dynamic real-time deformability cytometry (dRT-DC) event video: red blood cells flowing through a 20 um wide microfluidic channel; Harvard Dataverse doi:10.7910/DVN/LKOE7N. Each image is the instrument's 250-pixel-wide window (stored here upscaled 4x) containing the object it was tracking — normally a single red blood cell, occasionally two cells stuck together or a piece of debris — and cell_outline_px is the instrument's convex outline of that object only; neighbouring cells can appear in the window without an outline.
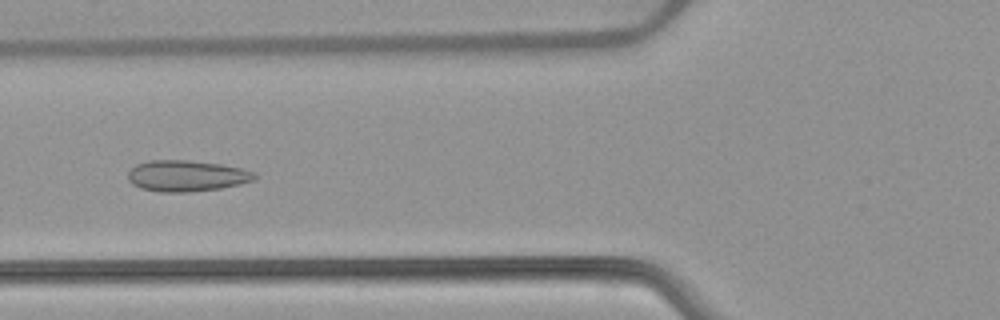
{"species": "common noctule bat (a hibernating species)", "species_latin": "Nyctalus noctula", "temperature_condition": "warm", "stored_images_in_passage": 52, "camera_frame_rate_fps": 3000, "um_per_image_px": 0.085, "animal": {"sex": "female", "body_mass_g": 22.7, "forearm_length_mm": 54.2}, "frame": {"image": 1, "passage_image": 20, "time_ms": 6.333, "image_size_px": [1000, 320], "cell_outline_px": [[256, 176], [252, 180], [240, 184], [220, 188], [188, 192], [160, 192], [140, 188], [132, 184], [128, 180], [128, 172], [136, 164], [152, 160], [188, 160], [220, 164], [244, 168], [256, 172]], "centroid_in_image_um": [15.86, 14.94], "position_along_channel_um": 109.9, "area_um2": 23.0}}
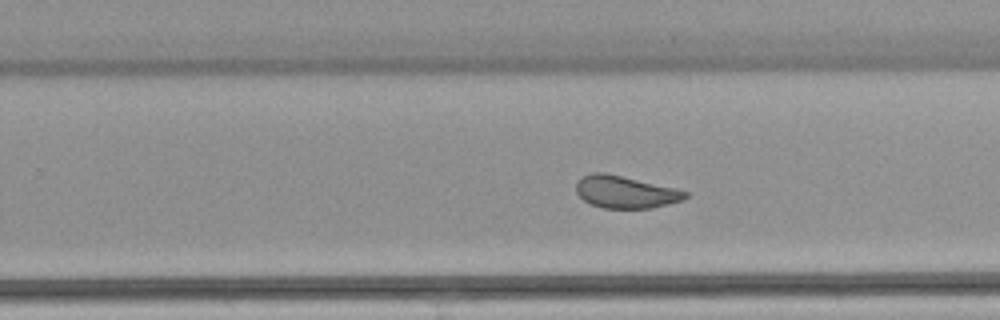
{"frame": {"image": 2, "passage_image": 33, "time_ms": 10.667, "image_size_px": [1000, 320], "cell_outline_px": [[688, 196], [684, 200], [652, 208], [604, 208], [592, 204], [584, 200], [576, 192], [576, 184], [584, 176], [592, 172], [604, 172], [676, 188], [688, 192]], "centroid_in_image_um": [53.19, 16.32], "position_along_channel_um": 276.6, "area_um2": 20.4}}
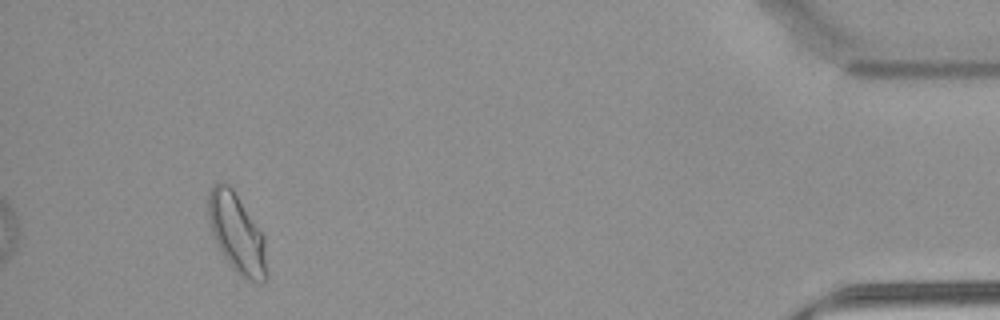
{"frame": {"image": 3, "passage_image": 49, "time_ms": 16.0, "image_size_px": [1000, 320], "cell_outline_px": [[268, 276], [260, 284], [248, 280], [240, 276], [232, 268], [216, 244], [208, 224], [208, 192], [220, 180], [228, 184], [232, 188], [264, 236]], "centroid_in_image_um": [20.13, 19.86], "position_along_channel_um": 415.1, "area_um2": 27.11}, "authors_computed_cell_mechanics": {"area_um2": 23.2645, "velocity_mm_per_s": 3.8519, "shape_relaxation_time_tau1_ms": null, "shape_relaxation_time_tau2_ms": 1.0988, "deformation_change_tau1": null, "deformation_change_tau2": 0.0533}}